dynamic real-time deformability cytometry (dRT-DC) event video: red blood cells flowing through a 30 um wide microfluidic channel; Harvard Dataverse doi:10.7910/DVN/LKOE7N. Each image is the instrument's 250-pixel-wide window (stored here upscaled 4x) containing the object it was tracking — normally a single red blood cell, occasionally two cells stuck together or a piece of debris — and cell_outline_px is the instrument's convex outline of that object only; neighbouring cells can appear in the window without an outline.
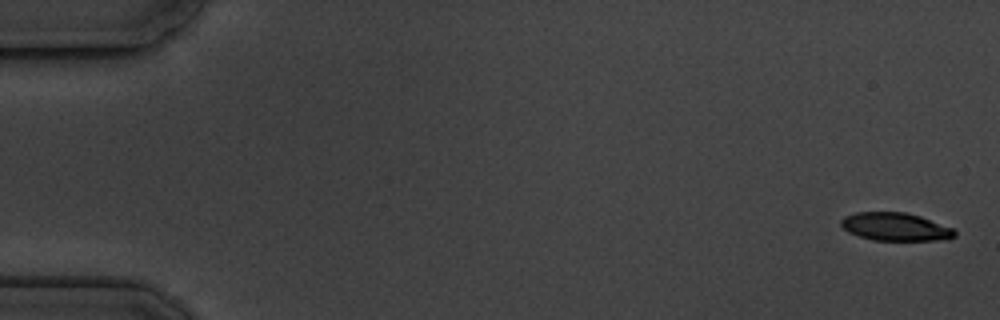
{"species": "common noctule bat (a hibernating species)", "species_latin": "Nyctalus noctula", "temperature_condition": "cold", "stored_images_in_passage": 16, "camera_frame_rate_fps": 3000, "um_per_image_px": 0.085, "animal": {"sex": "male", "body_mass_g": 19.5, "forearm_length_mm": 54.6}, "frame": {"image": 1, "passage_image": 1, "time_ms": 0.0, "image_size_px": [1000, 320], "cell_outline_px": [[956, 236], [948, 240], [872, 240], [848, 232], [840, 224], [840, 220], [844, 216], [856, 212], [904, 212], [920, 216], [952, 228], [956, 232]], "centroid_in_image_um": [76.1, 19.28], "position_along_channel_um": 8.9, "area_um2": 18.55}}
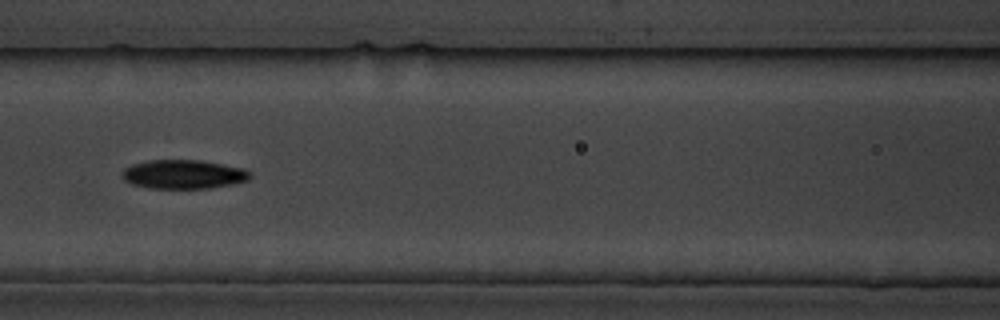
{"frame": {"image": 2, "passage_image": 8, "time_ms": 8.0, "image_size_px": [1000, 320], "cell_outline_px": [[252, 176], [248, 180], [232, 184], [208, 188], [148, 188], [132, 184], [124, 180], [124, 168], [132, 164], [148, 160], [200, 160], [244, 168], [252, 172]], "centroid_in_image_um": [15.63, 14.81], "position_along_channel_um": 151.0, "area_um2": 21.56}}
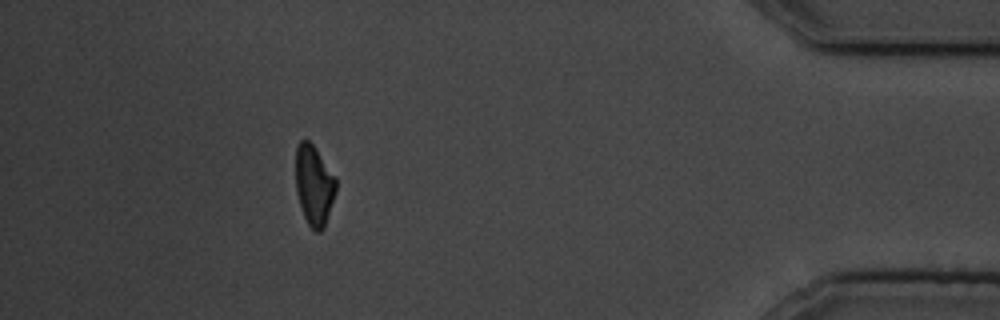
{"frame": {"image": 3, "passage_image": 15, "time_ms": 16.667, "image_size_px": [1000, 320], "cell_outline_px": [[336, 192], [324, 228], [320, 232], [316, 232], [308, 224], [304, 216], [296, 192], [296, 148], [300, 140], [308, 140], [316, 148], [336, 176]], "centroid_in_image_um": [26.71, 15.73], "position_along_channel_um": 408.5, "area_um2": 18.9}, "authors_computed_cell_mechanics": {"area_um2": 20.3745, "velocity_mm_per_s": 3.5402, "shape_relaxation_time_tau1_ms": 3.5104, "shape_relaxation_time_tau2_ms": null, "deformation_change_tau1": 0.1085, "deformation_change_tau2": null}}